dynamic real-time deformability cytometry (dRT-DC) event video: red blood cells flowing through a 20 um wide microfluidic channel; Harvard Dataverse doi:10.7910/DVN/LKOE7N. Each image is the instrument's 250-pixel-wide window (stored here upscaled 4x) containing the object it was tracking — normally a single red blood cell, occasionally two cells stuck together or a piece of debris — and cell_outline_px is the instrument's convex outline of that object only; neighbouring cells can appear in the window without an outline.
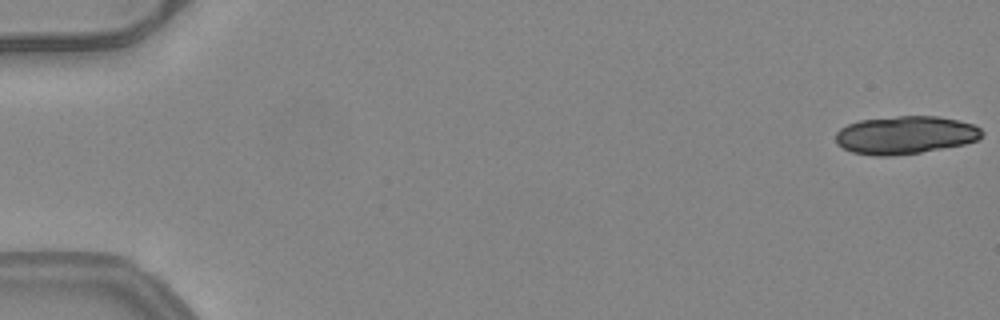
{"species": "common noctule bat (a hibernating species)", "species_latin": "Nyctalus noctula", "temperature_condition": "warm", "stored_images_in_passage": 27, "camera_frame_rate_fps": 3000, "um_per_image_px": 0.085, "animal": {"sex": "female", "body_mass_g": 24.6, "forearm_length_mm": 56.2}, "frame": {"image": 1, "passage_image": 1, "time_ms": 0.0, "image_size_px": [1000, 320], "cell_outline_px": [[984, 132], [976, 140], [964, 144], [920, 152], [892, 156], [872, 156], [852, 152], [836, 144], [836, 132], [840, 128], [848, 124], [860, 120], [896, 116], [936, 116], [956, 120], [972, 124], [980, 128]], "centroid_in_image_um": [76.91, 11.48], "position_along_channel_um": 8.1, "area_um2": 32.25}}